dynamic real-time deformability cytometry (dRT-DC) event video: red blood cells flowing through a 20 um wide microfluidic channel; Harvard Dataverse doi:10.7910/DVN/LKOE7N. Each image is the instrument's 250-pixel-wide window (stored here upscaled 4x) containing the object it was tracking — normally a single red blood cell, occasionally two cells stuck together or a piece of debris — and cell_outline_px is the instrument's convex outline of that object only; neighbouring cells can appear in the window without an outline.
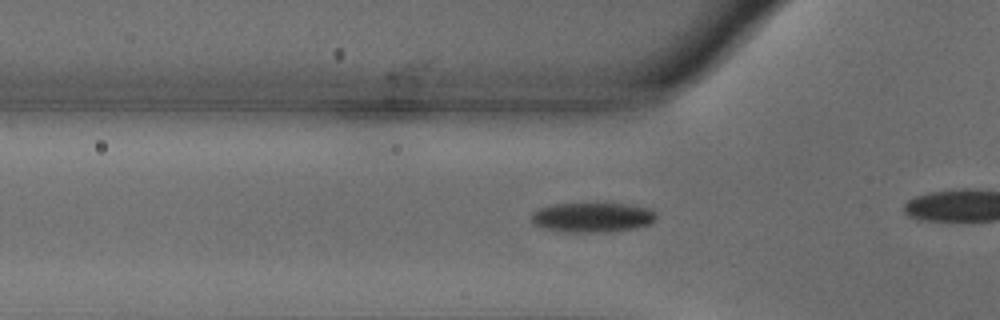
{"species": "common noctule bat (a hibernating species)", "species_latin": "Nyctalus noctula", "temperature_condition": "warm", "stored_images_in_passage": 32, "camera_frame_rate_fps": 3000, "um_per_image_px": 0.085, "animal": {"sex": "male", "body_mass_g": 18.8}, "frame": {"image": 1, "passage_image": 16, "time_ms": 5.0, "image_size_px": [1000, 320], "cell_outline_px": [[656, 220], [648, 224], [636, 228], [592, 232], [576, 232], [548, 228], [536, 224], [532, 220], [532, 212], [540, 208], [552, 204], [596, 200], [632, 204], [648, 208], [656, 216]], "centroid_in_image_um": [50.39, 18.39], "position_along_channel_um": 75.4, "area_um2": 22.08}}
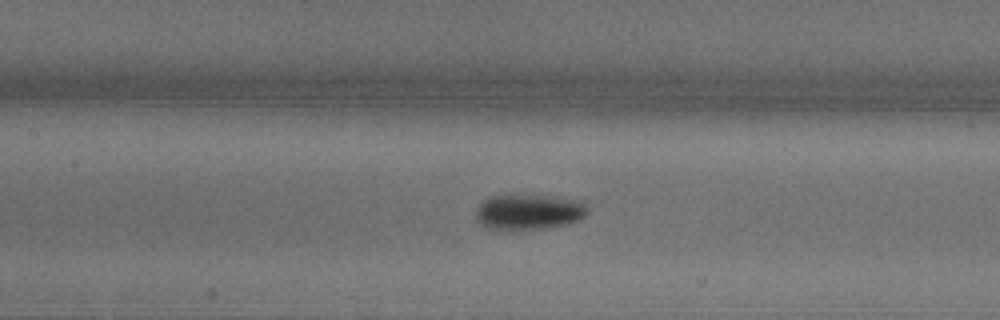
{"frame": {"image": 2, "passage_image": 23, "time_ms": 7.333, "image_size_px": [1000, 320], "cell_outline_px": [[588, 212], [584, 216], [568, 224], [540, 228], [508, 232], [496, 232], [484, 228], [476, 220], [476, 208], [484, 200], [492, 196], [520, 192], [584, 200]], "centroid_in_image_um": [44.87, 18.0], "position_along_channel_um": 162.5, "area_um2": 24.45}}
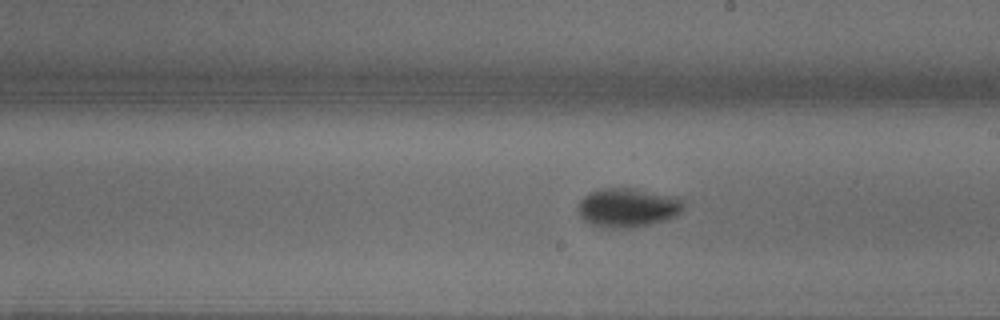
{"frame": {"image": 3, "passage_image": 29, "time_ms": 9.333, "image_size_px": [1000, 320], "cell_outline_px": [[684, 208], [676, 216], [668, 220], [636, 228], [608, 228], [588, 224], [580, 216], [576, 208], [580, 200], [584, 196], [592, 192], [604, 188], [632, 188], [676, 196], [684, 204]], "centroid_in_image_um": [53.35, 17.67], "position_along_channel_um": 235.6, "area_um2": 24.33}}